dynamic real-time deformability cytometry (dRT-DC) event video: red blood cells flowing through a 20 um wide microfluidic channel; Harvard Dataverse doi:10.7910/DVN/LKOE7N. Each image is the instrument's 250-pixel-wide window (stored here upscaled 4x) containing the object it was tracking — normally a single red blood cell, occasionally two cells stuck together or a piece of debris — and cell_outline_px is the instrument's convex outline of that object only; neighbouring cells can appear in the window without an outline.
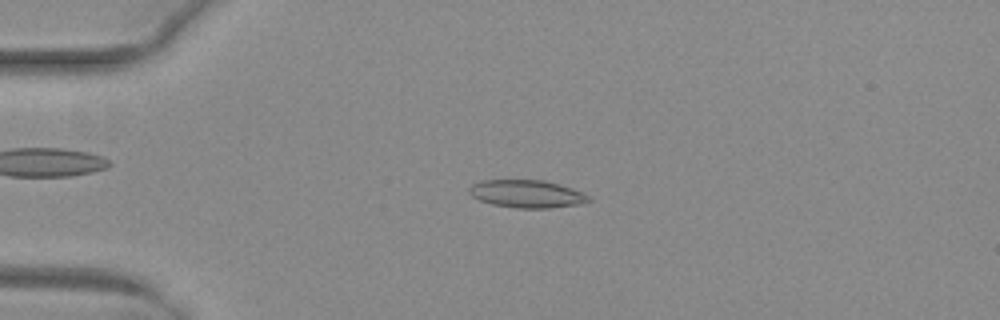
{"species": "common noctule bat (a hibernating species)", "species_latin": "Nyctalus noctula", "temperature_condition": "warm", "stored_images_in_passage": 52, "camera_frame_rate_fps": 3000, "um_per_image_px": 0.085, "animal": {"sex": "female", "body_mass_g": 29.2, "forearm_length_mm": 56.3}, "frame": {"image": 1, "passage_image": 13, "time_ms": 4.0, "image_size_px": [1000, 320], "cell_outline_px": [[592, 200], [584, 204], [548, 208], [516, 208], [492, 204], [480, 200], [472, 196], [468, 192], [468, 188], [472, 184], [480, 180], [544, 180], [560, 184], [584, 192]], "centroid_in_image_um": [44.8, 16.48], "position_along_channel_um": 40.2, "area_um2": 19.54}}
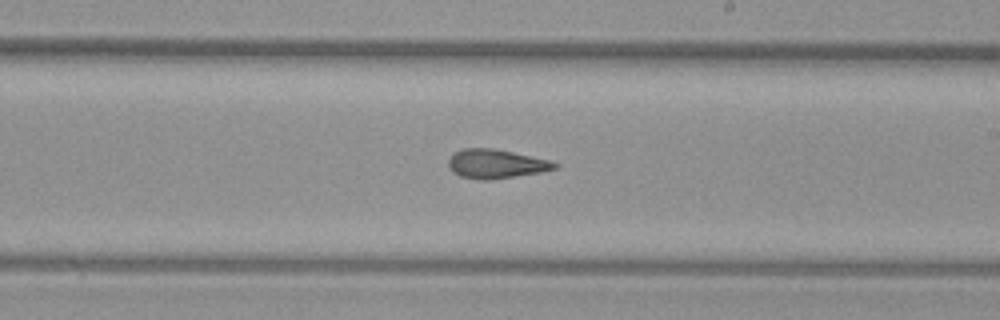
{"frame": {"image": 2, "passage_image": 31, "time_ms": 10.0, "image_size_px": [1000, 320], "cell_outline_px": [[560, 164], [556, 168], [540, 172], [516, 176], [488, 180], [476, 180], [460, 176], [452, 172], [448, 164], [448, 160], [456, 152], [464, 148], [492, 148], [552, 160]], "centroid_in_image_um": [42.17, 13.93], "position_along_channel_um": 246.8, "area_um2": 17.98}}
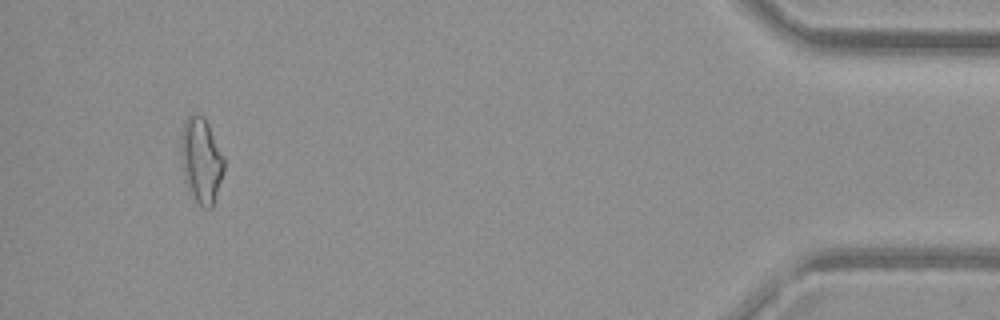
{"frame": {"image": 3, "passage_image": 49, "time_ms": 16.0, "image_size_px": [1000, 320], "cell_outline_px": [[224, 172], [212, 208], [204, 208], [188, 192], [184, 180], [180, 160], [180, 136], [184, 120], [188, 116], [204, 116], [224, 156]], "centroid_in_image_um": [17.08, 13.65], "position_along_channel_um": 418.1, "area_um2": 21.73}, "authors_computed_cell_mechanics": {"area_um2": 18.7272, "velocity_mm_per_s": 4.0247, "shape_relaxation_time_tau1_ms": null, "shape_relaxation_time_tau2_ms": 3.0186, "deformation_change_tau1": null, "deformation_change_tau2": 0.1158}}